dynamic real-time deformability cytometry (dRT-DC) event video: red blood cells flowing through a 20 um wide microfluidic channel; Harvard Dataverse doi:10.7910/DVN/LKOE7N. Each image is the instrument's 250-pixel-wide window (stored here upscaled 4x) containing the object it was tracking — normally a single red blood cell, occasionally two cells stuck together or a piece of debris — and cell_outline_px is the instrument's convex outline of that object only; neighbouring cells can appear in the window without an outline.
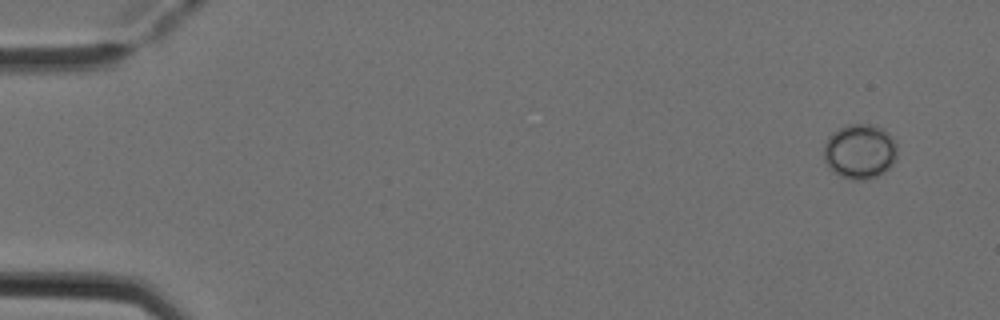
{"species": "Egyptian fruit bat (a non-hibernating species)", "species_latin": "Rousettus aegyptiacus", "temperature_condition": "cold", "stored_images_in_passage": 3, "camera_frame_rate_fps": 3000, "um_per_image_px": 0.085, "animal": {"sex": "female"}, "frame": {"image": 1, "passage_image": 1, "time_ms": 0.0, "image_size_px": [1000, 320], "cell_outline_px": [[896, 160], [884, 172], [876, 176], [864, 180], [852, 180], [840, 176], [828, 168], [824, 160], [824, 144], [828, 136], [832, 132], [844, 124], [872, 124], [884, 128], [892, 136], [896, 144]], "centroid_in_image_um": [73.07, 12.85], "position_along_channel_um": 11.9, "area_um2": 23.87}}